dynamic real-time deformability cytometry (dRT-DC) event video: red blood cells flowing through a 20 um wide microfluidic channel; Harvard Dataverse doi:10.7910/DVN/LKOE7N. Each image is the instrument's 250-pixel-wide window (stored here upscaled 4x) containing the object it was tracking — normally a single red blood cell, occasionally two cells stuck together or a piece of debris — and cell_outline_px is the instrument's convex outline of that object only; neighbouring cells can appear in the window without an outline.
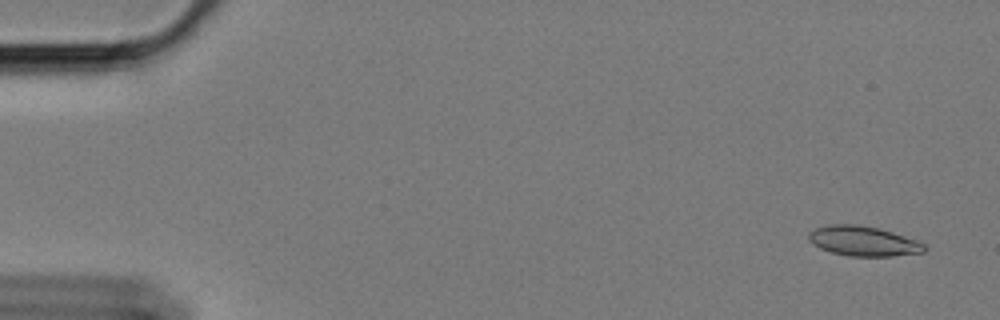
{"species": "Egyptian fruit bat (a non-hibernating species)", "species_latin": "Rousettus aegyptiacus", "temperature_condition": "cold", "stored_images_in_passage": 12, "camera_frame_rate_fps": 3000, "um_per_image_px": 0.085, "animal": {"sex": "female"}, "frame": {"image": 1, "passage_image": 3, "time_ms": 0.667, "image_size_px": [1000, 320], "cell_outline_px": [[928, 248], [924, 252], [892, 256], [848, 256], [832, 252], [820, 248], [812, 244], [808, 240], [808, 232], [816, 228], [832, 224], [856, 224], [876, 228], [892, 232], [916, 240], [924, 244]], "centroid_in_image_um": [73.36, 20.5], "position_along_channel_um": 11.6, "area_um2": 20.06}}